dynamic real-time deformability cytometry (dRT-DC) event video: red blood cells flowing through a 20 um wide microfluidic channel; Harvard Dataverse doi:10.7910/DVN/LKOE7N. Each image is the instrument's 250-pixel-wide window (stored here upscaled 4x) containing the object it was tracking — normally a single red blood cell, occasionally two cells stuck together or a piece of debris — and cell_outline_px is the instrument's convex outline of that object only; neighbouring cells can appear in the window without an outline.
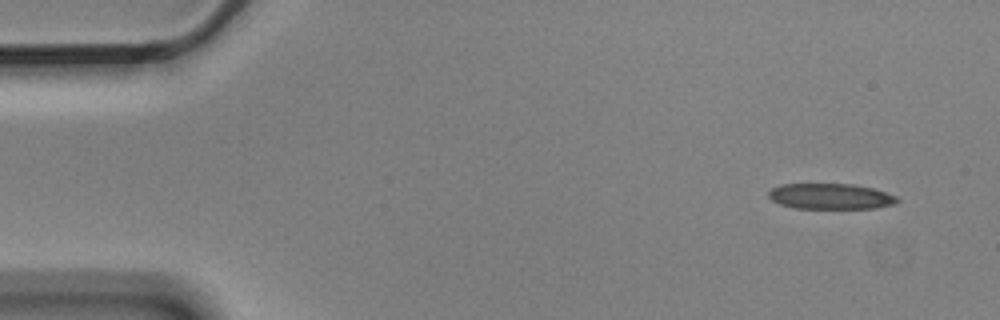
{"species": "Egyptian fruit bat (a non-hibernating species)", "species_latin": "Rousettus aegyptiacus", "temperature_condition": "cold", "stored_images_in_passage": 6, "camera_frame_rate_fps": 3000, "um_per_image_px": 0.085, "animal": {"sex": "male"}, "frame": {"image": 1, "passage_image": 1, "time_ms": 0.0, "image_size_px": [1000, 320], "cell_outline_px": [[900, 200], [892, 204], [876, 208], [792, 208], [780, 204], [772, 200], [768, 196], [768, 192], [772, 188], [780, 184], [852, 184], [872, 188], [896, 196]], "centroid_in_image_um": [70.55, 16.69], "position_along_channel_um": 14.4, "area_um2": 19.13}}
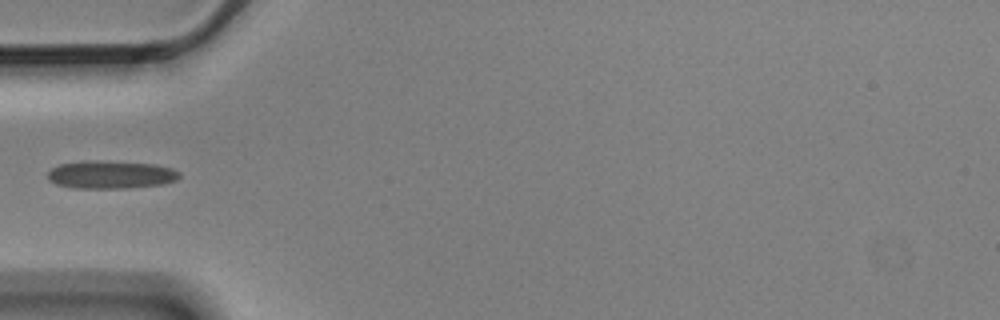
{"frame": {"image": 2, "passage_image": 5, "time_ms": 1.333, "image_size_px": [1000, 320], "cell_outline_px": [[180, 176], [176, 180], [160, 184], [128, 188], [72, 188], [56, 184], [48, 180], [48, 172], [52, 168], [60, 164], [84, 160], [100, 160], [156, 164], [172, 168], [180, 172]], "centroid_in_image_um": [9.4, 14.83], "position_along_channel_um": 75.6, "area_um2": 21.62}}
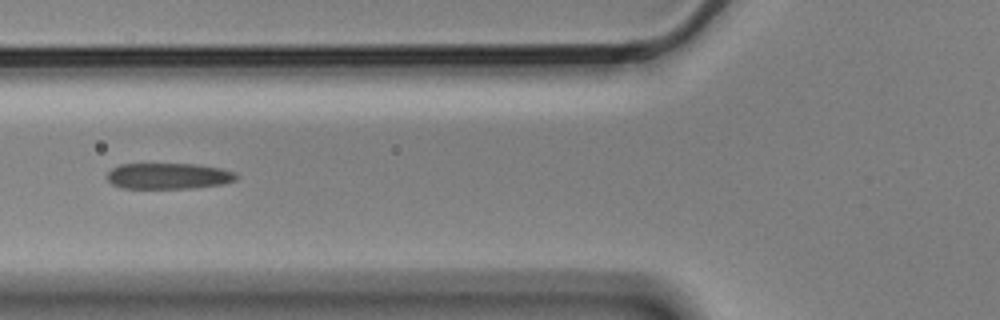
{"frame": {"image": 3, "passage_image": 6, "time_ms": 1.667, "image_size_px": [1000, 320], "cell_outline_px": [[240, 176], [236, 180], [224, 184], [192, 188], [124, 188], [112, 184], [108, 180], [108, 172], [112, 168], [120, 164], [196, 164], [220, 168], [236, 172]], "centroid_in_image_um": [14.37, 14.96], "position_along_channel_um": 111.4, "area_um2": 19.65}}